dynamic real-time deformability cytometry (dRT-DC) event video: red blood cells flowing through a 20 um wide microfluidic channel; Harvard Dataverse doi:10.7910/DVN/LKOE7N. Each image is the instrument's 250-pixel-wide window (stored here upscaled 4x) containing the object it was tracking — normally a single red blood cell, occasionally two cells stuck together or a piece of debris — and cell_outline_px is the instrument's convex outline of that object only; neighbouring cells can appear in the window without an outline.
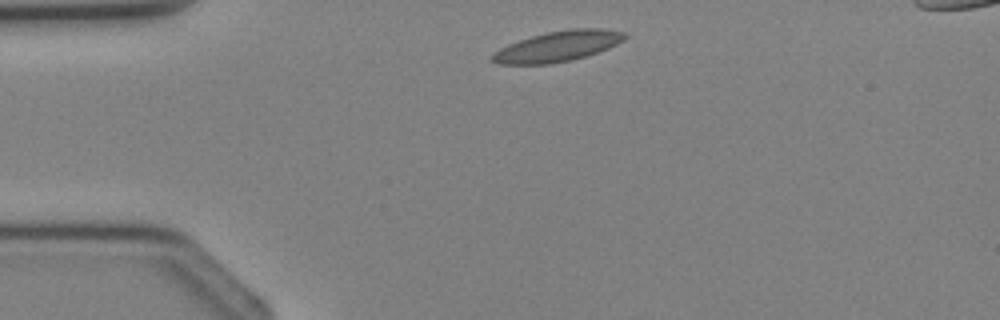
{"species": "Egyptian fruit bat (a non-hibernating species)", "species_latin": "Rousettus aegyptiacus", "temperature_condition": "cold", "stored_images_in_passage": 2, "camera_frame_rate_fps": 3000, "um_per_image_px": 0.085, "animal": {"sex": "female"}, "frame": {"image": 1, "passage_image": 1, "time_ms": 0.0, "image_size_px": [1000, 320], "cell_outline_px": [[628, 36], [624, 40], [608, 48], [572, 60], [548, 64], [496, 64], [488, 60], [488, 56], [500, 48], [508, 44], [532, 36], [548, 32], [568, 28], [604, 28], [624, 32]], "centroid_in_image_um": [47.37, 3.93], "position_along_channel_um": 37.6, "area_um2": 23.64}}